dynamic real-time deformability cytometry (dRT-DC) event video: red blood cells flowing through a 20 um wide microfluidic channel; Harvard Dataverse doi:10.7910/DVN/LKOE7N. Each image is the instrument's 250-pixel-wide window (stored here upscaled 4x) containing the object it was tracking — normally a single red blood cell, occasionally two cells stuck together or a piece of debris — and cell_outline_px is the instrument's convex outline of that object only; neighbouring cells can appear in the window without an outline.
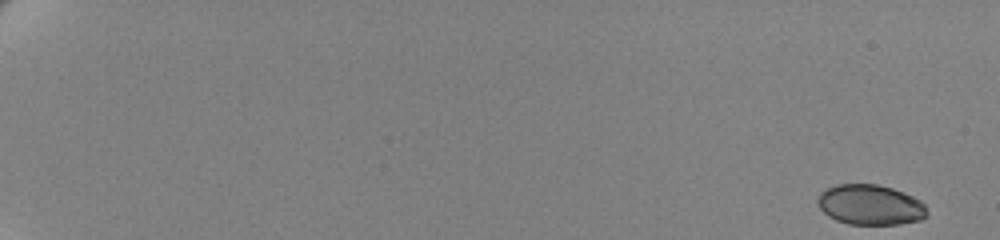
{"species": "human", "species_latin": "Homo sapiens", "temperature_condition": "cold", "stored_images_in_passage": 61, "camera_frame_rate_fps": 3000, "um_per_image_px": 0.085, "donor": {"sex": "female"}, "frame": {"image": 1, "passage_image": 1, "time_ms": 0.0, "image_size_px": [1000, 240], "cell_outline_px": [[928, 216], [920, 220], [900, 224], [848, 224], [836, 220], [828, 216], [820, 208], [816, 200], [820, 192], [824, 188], [836, 184], [876, 184], [892, 188], [904, 192], [920, 200], [924, 204], [928, 212]], "centroid_in_image_um": [73.96, 17.4], "position_along_channel_um": 11.0, "area_um2": 25.89}}
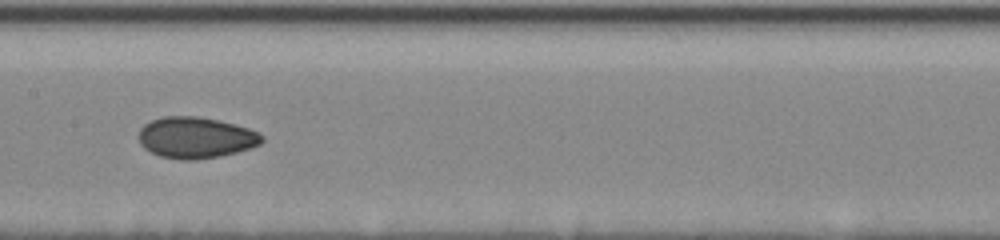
{"frame": {"image": 2, "passage_image": 35, "time_ms": 11.333, "image_size_px": [1000, 240], "cell_outline_px": [[264, 140], [260, 144], [236, 152], [220, 156], [196, 160], [180, 160], [160, 156], [144, 148], [140, 144], [140, 128], [144, 124], [152, 120], [164, 116], [196, 116], [216, 120], [248, 128], [260, 132], [264, 136]], "centroid_in_image_um": [16.64, 11.7], "position_along_channel_um": 190.8, "area_um2": 29.48}}
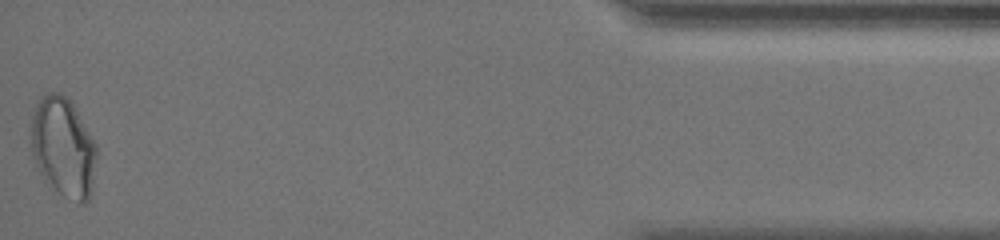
{"frame": {"image": 3, "passage_image": 61, "time_ms": 20.0, "image_size_px": [1000, 240], "cell_outline_px": [[96, 160], [92, 188], [88, 200], [84, 204], [64, 196], [48, 188], [32, 156], [32, 116], [40, 96], [44, 92], [56, 92], [68, 96], [72, 100], [96, 144]], "centroid_in_image_um": [5.38, 12.5], "position_along_channel_um": 429.8, "area_um2": 38.49}, "authors_computed_cell_mechanics": {"area_um2": 28.4954, "velocity_mm_per_s": 3.4542, "shape_relaxation_time_tau1_ms": 5.8862, "shape_relaxation_time_tau2_ms": 1.8772, "deformation_change_tau1": 0.1191, "deformation_change_tau2": 0.0401}}